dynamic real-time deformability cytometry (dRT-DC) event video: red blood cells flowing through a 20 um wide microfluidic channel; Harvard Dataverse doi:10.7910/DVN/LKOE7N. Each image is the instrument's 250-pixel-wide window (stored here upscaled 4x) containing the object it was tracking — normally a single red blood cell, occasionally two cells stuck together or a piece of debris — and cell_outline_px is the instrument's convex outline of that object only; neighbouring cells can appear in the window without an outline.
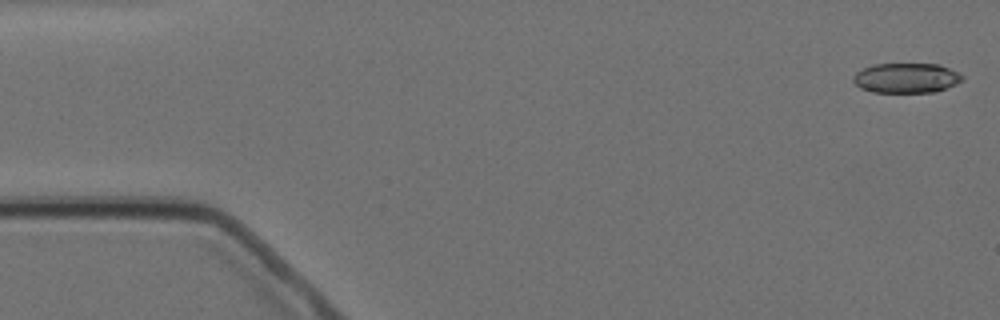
{"species": "Egyptian fruit bat (a non-hibernating species)", "species_latin": "Rousettus aegyptiacus", "temperature_condition": "cold", "stored_images_in_passage": 5, "camera_frame_rate_fps": 3000, "um_per_image_px": 0.085, "animal": {"sex": "female"}, "frame": {"image": 1, "passage_image": 1, "time_ms": 0.0, "image_size_px": [1000, 320], "cell_outline_px": [[964, 80], [956, 84], [936, 92], [872, 92], [860, 88], [852, 80], [852, 76], [856, 72], [872, 64], [940, 64], [964, 76]], "centroid_in_image_um": [77.02, 6.63], "position_along_channel_um": 8.0, "area_um2": 19.07}}
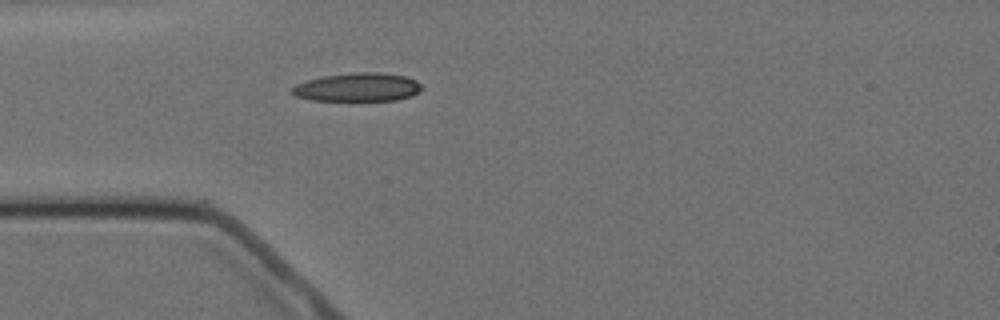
{"frame": {"image": 2, "passage_image": 5, "time_ms": 4.667, "image_size_px": [1000, 320], "cell_outline_px": [[424, 88], [420, 92], [412, 96], [396, 100], [312, 100], [296, 96], [292, 92], [292, 88], [296, 84], [308, 80], [324, 76], [356, 72], [376, 72], [404, 76], [416, 80]], "centroid_in_image_um": [30.45, 7.41], "position_along_channel_um": 54.6, "area_um2": 21.39}}